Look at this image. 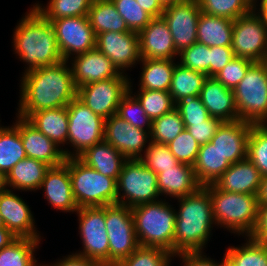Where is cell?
Returning a JSON list of instances; mask_svg holds the SVG:
<instances>
[{"mask_svg":"<svg viewBox=\"0 0 267 266\" xmlns=\"http://www.w3.org/2000/svg\"><path fill=\"white\" fill-rule=\"evenodd\" d=\"M210 77L218 74L235 56L231 47H210Z\"/></svg>","mask_w":267,"mask_h":266,"instance_id":"f5cc1de1","label":"cell"},{"mask_svg":"<svg viewBox=\"0 0 267 266\" xmlns=\"http://www.w3.org/2000/svg\"><path fill=\"white\" fill-rule=\"evenodd\" d=\"M19 132L28 158L42 161L50 167L61 165L66 157L63 148L49 139L25 118L19 117Z\"/></svg>","mask_w":267,"mask_h":266,"instance_id":"7402d4cb","label":"cell"},{"mask_svg":"<svg viewBox=\"0 0 267 266\" xmlns=\"http://www.w3.org/2000/svg\"><path fill=\"white\" fill-rule=\"evenodd\" d=\"M210 47L196 42L179 53L182 66L202 72L210 77Z\"/></svg>","mask_w":267,"mask_h":266,"instance_id":"7dc6e473","label":"cell"},{"mask_svg":"<svg viewBox=\"0 0 267 266\" xmlns=\"http://www.w3.org/2000/svg\"><path fill=\"white\" fill-rule=\"evenodd\" d=\"M175 59H141L142 72L139 89L169 91L176 63Z\"/></svg>","mask_w":267,"mask_h":266,"instance_id":"1f68e13d","label":"cell"},{"mask_svg":"<svg viewBox=\"0 0 267 266\" xmlns=\"http://www.w3.org/2000/svg\"><path fill=\"white\" fill-rule=\"evenodd\" d=\"M201 12L236 20L253 10L249 0H198Z\"/></svg>","mask_w":267,"mask_h":266,"instance_id":"b9f144b4","label":"cell"},{"mask_svg":"<svg viewBox=\"0 0 267 266\" xmlns=\"http://www.w3.org/2000/svg\"><path fill=\"white\" fill-rule=\"evenodd\" d=\"M221 123V120L209 117L203 123L184 125V127L190 132L198 144L202 146L211 141Z\"/></svg>","mask_w":267,"mask_h":266,"instance_id":"816d5d0a","label":"cell"},{"mask_svg":"<svg viewBox=\"0 0 267 266\" xmlns=\"http://www.w3.org/2000/svg\"><path fill=\"white\" fill-rule=\"evenodd\" d=\"M208 76L182 66L176 62L169 93L176 104L185 98L199 96L203 84Z\"/></svg>","mask_w":267,"mask_h":266,"instance_id":"e575fe53","label":"cell"},{"mask_svg":"<svg viewBox=\"0 0 267 266\" xmlns=\"http://www.w3.org/2000/svg\"><path fill=\"white\" fill-rule=\"evenodd\" d=\"M129 78H110L77 88V98L104 119L117 113L121 99L129 92Z\"/></svg>","mask_w":267,"mask_h":266,"instance_id":"4fadbf2b","label":"cell"},{"mask_svg":"<svg viewBox=\"0 0 267 266\" xmlns=\"http://www.w3.org/2000/svg\"><path fill=\"white\" fill-rule=\"evenodd\" d=\"M203 251L198 252H184L177 254L182 259V266H222V261L216 262L215 260L206 257Z\"/></svg>","mask_w":267,"mask_h":266,"instance_id":"db71d44e","label":"cell"},{"mask_svg":"<svg viewBox=\"0 0 267 266\" xmlns=\"http://www.w3.org/2000/svg\"><path fill=\"white\" fill-rule=\"evenodd\" d=\"M0 215L5 227L17 237L41 240L29 206L13 190L0 192Z\"/></svg>","mask_w":267,"mask_h":266,"instance_id":"d6986e66","label":"cell"},{"mask_svg":"<svg viewBox=\"0 0 267 266\" xmlns=\"http://www.w3.org/2000/svg\"><path fill=\"white\" fill-rule=\"evenodd\" d=\"M12 39L15 54L27 64L25 72L63 61L51 22L34 6L17 24Z\"/></svg>","mask_w":267,"mask_h":266,"instance_id":"7a4b0ae2","label":"cell"},{"mask_svg":"<svg viewBox=\"0 0 267 266\" xmlns=\"http://www.w3.org/2000/svg\"><path fill=\"white\" fill-rule=\"evenodd\" d=\"M105 219L109 266H117L139 247L131 207L118 203L106 205Z\"/></svg>","mask_w":267,"mask_h":266,"instance_id":"30bf717a","label":"cell"},{"mask_svg":"<svg viewBox=\"0 0 267 266\" xmlns=\"http://www.w3.org/2000/svg\"><path fill=\"white\" fill-rule=\"evenodd\" d=\"M250 1V4L253 6V7H257L258 5L256 4L257 0H249Z\"/></svg>","mask_w":267,"mask_h":266,"instance_id":"03108f58","label":"cell"},{"mask_svg":"<svg viewBox=\"0 0 267 266\" xmlns=\"http://www.w3.org/2000/svg\"><path fill=\"white\" fill-rule=\"evenodd\" d=\"M139 246L162 248L173 254L176 209L164 199L131 208Z\"/></svg>","mask_w":267,"mask_h":266,"instance_id":"5b68a950","label":"cell"},{"mask_svg":"<svg viewBox=\"0 0 267 266\" xmlns=\"http://www.w3.org/2000/svg\"><path fill=\"white\" fill-rule=\"evenodd\" d=\"M116 10L125 20L130 31L140 32L144 29L152 17L147 14L136 0H111Z\"/></svg>","mask_w":267,"mask_h":266,"instance_id":"bcb514c9","label":"cell"},{"mask_svg":"<svg viewBox=\"0 0 267 266\" xmlns=\"http://www.w3.org/2000/svg\"><path fill=\"white\" fill-rule=\"evenodd\" d=\"M140 7L152 18L161 17L164 8L158 0H136Z\"/></svg>","mask_w":267,"mask_h":266,"instance_id":"6f0895ef","label":"cell"},{"mask_svg":"<svg viewBox=\"0 0 267 266\" xmlns=\"http://www.w3.org/2000/svg\"><path fill=\"white\" fill-rule=\"evenodd\" d=\"M252 123L236 120L222 122L211 143L230 164L247 158V141Z\"/></svg>","mask_w":267,"mask_h":266,"instance_id":"44dd1931","label":"cell"},{"mask_svg":"<svg viewBox=\"0 0 267 266\" xmlns=\"http://www.w3.org/2000/svg\"><path fill=\"white\" fill-rule=\"evenodd\" d=\"M49 21L55 30L63 60L69 61L70 57L74 55L96 48V35L87 16H74Z\"/></svg>","mask_w":267,"mask_h":266,"instance_id":"5bb4252c","label":"cell"},{"mask_svg":"<svg viewBox=\"0 0 267 266\" xmlns=\"http://www.w3.org/2000/svg\"><path fill=\"white\" fill-rule=\"evenodd\" d=\"M174 257L162 248L139 246L117 266H171L169 264Z\"/></svg>","mask_w":267,"mask_h":266,"instance_id":"ee69618b","label":"cell"},{"mask_svg":"<svg viewBox=\"0 0 267 266\" xmlns=\"http://www.w3.org/2000/svg\"><path fill=\"white\" fill-rule=\"evenodd\" d=\"M222 266H237L226 255L223 256Z\"/></svg>","mask_w":267,"mask_h":266,"instance_id":"e7e4bbea","label":"cell"},{"mask_svg":"<svg viewBox=\"0 0 267 266\" xmlns=\"http://www.w3.org/2000/svg\"><path fill=\"white\" fill-rule=\"evenodd\" d=\"M0 227H5V225H4V222H3V220H2V217H1V215H0Z\"/></svg>","mask_w":267,"mask_h":266,"instance_id":"003e7915","label":"cell"},{"mask_svg":"<svg viewBox=\"0 0 267 266\" xmlns=\"http://www.w3.org/2000/svg\"><path fill=\"white\" fill-rule=\"evenodd\" d=\"M233 91L239 120L267 124V61L254 62Z\"/></svg>","mask_w":267,"mask_h":266,"instance_id":"52a82bcc","label":"cell"},{"mask_svg":"<svg viewBox=\"0 0 267 266\" xmlns=\"http://www.w3.org/2000/svg\"><path fill=\"white\" fill-rule=\"evenodd\" d=\"M137 34L141 59H174L179 55L168 24L162 16L152 18Z\"/></svg>","mask_w":267,"mask_h":266,"instance_id":"ffe728a7","label":"cell"},{"mask_svg":"<svg viewBox=\"0 0 267 266\" xmlns=\"http://www.w3.org/2000/svg\"><path fill=\"white\" fill-rule=\"evenodd\" d=\"M200 13L198 0H183L164 8L162 17L168 24L178 53L197 42Z\"/></svg>","mask_w":267,"mask_h":266,"instance_id":"9a60e30c","label":"cell"},{"mask_svg":"<svg viewBox=\"0 0 267 266\" xmlns=\"http://www.w3.org/2000/svg\"><path fill=\"white\" fill-rule=\"evenodd\" d=\"M79 217V234L83 251L76 255L109 266V240L105 226V206L81 207L76 211Z\"/></svg>","mask_w":267,"mask_h":266,"instance_id":"7c38bea8","label":"cell"},{"mask_svg":"<svg viewBox=\"0 0 267 266\" xmlns=\"http://www.w3.org/2000/svg\"><path fill=\"white\" fill-rule=\"evenodd\" d=\"M137 93L132 95L152 121L171 112L176 106L169 91L139 89Z\"/></svg>","mask_w":267,"mask_h":266,"instance_id":"ab89813d","label":"cell"},{"mask_svg":"<svg viewBox=\"0 0 267 266\" xmlns=\"http://www.w3.org/2000/svg\"><path fill=\"white\" fill-rule=\"evenodd\" d=\"M231 48L235 57L267 61V23L254 9L234 20Z\"/></svg>","mask_w":267,"mask_h":266,"instance_id":"8fae6325","label":"cell"},{"mask_svg":"<svg viewBox=\"0 0 267 266\" xmlns=\"http://www.w3.org/2000/svg\"><path fill=\"white\" fill-rule=\"evenodd\" d=\"M40 239L18 237L0 250V266H37L34 256Z\"/></svg>","mask_w":267,"mask_h":266,"instance_id":"d590c367","label":"cell"},{"mask_svg":"<svg viewBox=\"0 0 267 266\" xmlns=\"http://www.w3.org/2000/svg\"><path fill=\"white\" fill-rule=\"evenodd\" d=\"M157 180L140 159H127L117 180V203L132 208L160 200Z\"/></svg>","mask_w":267,"mask_h":266,"instance_id":"9c48e42d","label":"cell"},{"mask_svg":"<svg viewBox=\"0 0 267 266\" xmlns=\"http://www.w3.org/2000/svg\"><path fill=\"white\" fill-rule=\"evenodd\" d=\"M67 115V145L70 144L73 151L63 149L66 158H78L88 148L104 140L105 119L77 97L67 105Z\"/></svg>","mask_w":267,"mask_h":266,"instance_id":"ba28073f","label":"cell"},{"mask_svg":"<svg viewBox=\"0 0 267 266\" xmlns=\"http://www.w3.org/2000/svg\"><path fill=\"white\" fill-rule=\"evenodd\" d=\"M173 255L203 251L215 225L208 190L201 186L196 192L177 198Z\"/></svg>","mask_w":267,"mask_h":266,"instance_id":"3957f363","label":"cell"},{"mask_svg":"<svg viewBox=\"0 0 267 266\" xmlns=\"http://www.w3.org/2000/svg\"><path fill=\"white\" fill-rule=\"evenodd\" d=\"M254 62L242 58L234 57L218 74L214 77L225 87L234 90L239 82L245 77L249 67Z\"/></svg>","mask_w":267,"mask_h":266,"instance_id":"681fc988","label":"cell"},{"mask_svg":"<svg viewBox=\"0 0 267 266\" xmlns=\"http://www.w3.org/2000/svg\"><path fill=\"white\" fill-rule=\"evenodd\" d=\"M7 188L6 175L0 171V192L5 191Z\"/></svg>","mask_w":267,"mask_h":266,"instance_id":"6125c7cd","label":"cell"},{"mask_svg":"<svg viewBox=\"0 0 267 266\" xmlns=\"http://www.w3.org/2000/svg\"><path fill=\"white\" fill-rule=\"evenodd\" d=\"M26 120L58 146L67 144V106L33 112Z\"/></svg>","mask_w":267,"mask_h":266,"instance_id":"83f0119b","label":"cell"},{"mask_svg":"<svg viewBox=\"0 0 267 266\" xmlns=\"http://www.w3.org/2000/svg\"><path fill=\"white\" fill-rule=\"evenodd\" d=\"M78 158L88 167L116 181L119 178L123 164L127 160L115 147L105 140L88 148Z\"/></svg>","mask_w":267,"mask_h":266,"instance_id":"4316f807","label":"cell"},{"mask_svg":"<svg viewBox=\"0 0 267 266\" xmlns=\"http://www.w3.org/2000/svg\"><path fill=\"white\" fill-rule=\"evenodd\" d=\"M247 158L267 176V124H252L247 141Z\"/></svg>","mask_w":267,"mask_h":266,"instance_id":"60d3db41","label":"cell"},{"mask_svg":"<svg viewBox=\"0 0 267 266\" xmlns=\"http://www.w3.org/2000/svg\"><path fill=\"white\" fill-rule=\"evenodd\" d=\"M167 146L180 163L194 166L200 145L186 128Z\"/></svg>","mask_w":267,"mask_h":266,"instance_id":"c3c4849f","label":"cell"},{"mask_svg":"<svg viewBox=\"0 0 267 266\" xmlns=\"http://www.w3.org/2000/svg\"><path fill=\"white\" fill-rule=\"evenodd\" d=\"M163 8L182 2L183 0H158Z\"/></svg>","mask_w":267,"mask_h":266,"instance_id":"be15d7a7","label":"cell"},{"mask_svg":"<svg viewBox=\"0 0 267 266\" xmlns=\"http://www.w3.org/2000/svg\"><path fill=\"white\" fill-rule=\"evenodd\" d=\"M68 63L63 60L52 66L23 73L17 108L19 117L26 119L36 111L65 107L77 97V88Z\"/></svg>","mask_w":267,"mask_h":266,"instance_id":"6da1fadb","label":"cell"},{"mask_svg":"<svg viewBox=\"0 0 267 266\" xmlns=\"http://www.w3.org/2000/svg\"><path fill=\"white\" fill-rule=\"evenodd\" d=\"M199 97L210 117L222 122L239 120L234 91L223 86L215 77H207Z\"/></svg>","mask_w":267,"mask_h":266,"instance_id":"cb8c5ba5","label":"cell"},{"mask_svg":"<svg viewBox=\"0 0 267 266\" xmlns=\"http://www.w3.org/2000/svg\"><path fill=\"white\" fill-rule=\"evenodd\" d=\"M175 108L181 114L184 125L203 123L210 117L199 96L180 100Z\"/></svg>","mask_w":267,"mask_h":266,"instance_id":"f907efd6","label":"cell"},{"mask_svg":"<svg viewBox=\"0 0 267 266\" xmlns=\"http://www.w3.org/2000/svg\"><path fill=\"white\" fill-rule=\"evenodd\" d=\"M256 197L258 205H267V176L262 177Z\"/></svg>","mask_w":267,"mask_h":266,"instance_id":"91938a15","label":"cell"},{"mask_svg":"<svg viewBox=\"0 0 267 266\" xmlns=\"http://www.w3.org/2000/svg\"><path fill=\"white\" fill-rule=\"evenodd\" d=\"M18 237L6 227H0V250L10 245Z\"/></svg>","mask_w":267,"mask_h":266,"instance_id":"680465c9","label":"cell"},{"mask_svg":"<svg viewBox=\"0 0 267 266\" xmlns=\"http://www.w3.org/2000/svg\"><path fill=\"white\" fill-rule=\"evenodd\" d=\"M243 246H230L225 255L237 266H267V243L246 237Z\"/></svg>","mask_w":267,"mask_h":266,"instance_id":"8d00e7d4","label":"cell"},{"mask_svg":"<svg viewBox=\"0 0 267 266\" xmlns=\"http://www.w3.org/2000/svg\"><path fill=\"white\" fill-rule=\"evenodd\" d=\"M87 17L95 35L109 31H130L111 0H93Z\"/></svg>","mask_w":267,"mask_h":266,"instance_id":"d6a6232c","label":"cell"},{"mask_svg":"<svg viewBox=\"0 0 267 266\" xmlns=\"http://www.w3.org/2000/svg\"><path fill=\"white\" fill-rule=\"evenodd\" d=\"M48 266H103L101 263L93 260H89L85 257L78 256L76 254L68 255L65 258L56 263H53L52 265Z\"/></svg>","mask_w":267,"mask_h":266,"instance_id":"9f6ffc18","label":"cell"},{"mask_svg":"<svg viewBox=\"0 0 267 266\" xmlns=\"http://www.w3.org/2000/svg\"><path fill=\"white\" fill-rule=\"evenodd\" d=\"M50 168L46 163L24 158L19 161L6 175L7 188L10 190L36 191L39 190L46 171Z\"/></svg>","mask_w":267,"mask_h":266,"instance_id":"f1b7e54d","label":"cell"},{"mask_svg":"<svg viewBox=\"0 0 267 266\" xmlns=\"http://www.w3.org/2000/svg\"><path fill=\"white\" fill-rule=\"evenodd\" d=\"M37 266H48V264H43V265L42 264H40V265L38 264Z\"/></svg>","mask_w":267,"mask_h":266,"instance_id":"a7ac6f4b","label":"cell"},{"mask_svg":"<svg viewBox=\"0 0 267 266\" xmlns=\"http://www.w3.org/2000/svg\"><path fill=\"white\" fill-rule=\"evenodd\" d=\"M74 199L81 207L117 203V181L88 167L79 158H66Z\"/></svg>","mask_w":267,"mask_h":266,"instance_id":"8992f818","label":"cell"},{"mask_svg":"<svg viewBox=\"0 0 267 266\" xmlns=\"http://www.w3.org/2000/svg\"><path fill=\"white\" fill-rule=\"evenodd\" d=\"M39 189L45 191L44 197L56 210L71 213L79 209L73 196L68 166L65 163L50 167Z\"/></svg>","mask_w":267,"mask_h":266,"instance_id":"603a6c76","label":"cell"},{"mask_svg":"<svg viewBox=\"0 0 267 266\" xmlns=\"http://www.w3.org/2000/svg\"><path fill=\"white\" fill-rule=\"evenodd\" d=\"M93 0H50L47 6L39 4L33 6L47 19L87 16ZM46 7V8H45Z\"/></svg>","mask_w":267,"mask_h":266,"instance_id":"74e56055","label":"cell"},{"mask_svg":"<svg viewBox=\"0 0 267 266\" xmlns=\"http://www.w3.org/2000/svg\"><path fill=\"white\" fill-rule=\"evenodd\" d=\"M73 62L71 72L76 88L110 78H127L126 73L121 74L112 61L101 51L94 48L82 54L71 57Z\"/></svg>","mask_w":267,"mask_h":266,"instance_id":"ac0fdd59","label":"cell"},{"mask_svg":"<svg viewBox=\"0 0 267 266\" xmlns=\"http://www.w3.org/2000/svg\"><path fill=\"white\" fill-rule=\"evenodd\" d=\"M96 48L123 74L141 61L137 32H103L96 35Z\"/></svg>","mask_w":267,"mask_h":266,"instance_id":"2e32d148","label":"cell"},{"mask_svg":"<svg viewBox=\"0 0 267 266\" xmlns=\"http://www.w3.org/2000/svg\"><path fill=\"white\" fill-rule=\"evenodd\" d=\"M230 163L211 142L200 146L193 169L202 185L215 183L230 167Z\"/></svg>","mask_w":267,"mask_h":266,"instance_id":"4dcf8cb0","label":"cell"},{"mask_svg":"<svg viewBox=\"0 0 267 266\" xmlns=\"http://www.w3.org/2000/svg\"><path fill=\"white\" fill-rule=\"evenodd\" d=\"M233 20L201 12L197 24V42L208 47H231Z\"/></svg>","mask_w":267,"mask_h":266,"instance_id":"f546056e","label":"cell"},{"mask_svg":"<svg viewBox=\"0 0 267 266\" xmlns=\"http://www.w3.org/2000/svg\"><path fill=\"white\" fill-rule=\"evenodd\" d=\"M140 160L156 174L162 172L163 169L174 168L180 163L173 156L167 145L152 141L148 142L145 153H143Z\"/></svg>","mask_w":267,"mask_h":266,"instance_id":"f6af8a7d","label":"cell"},{"mask_svg":"<svg viewBox=\"0 0 267 266\" xmlns=\"http://www.w3.org/2000/svg\"><path fill=\"white\" fill-rule=\"evenodd\" d=\"M129 85V92L121 99L116 115L126 120L132 126L151 132L152 120L146 115L139 101L132 96V85ZM146 128V129H145Z\"/></svg>","mask_w":267,"mask_h":266,"instance_id":"7bdbcfd3","label":"cell"},{"mask_svg":"<svg viewBox=\"0 0 267 266\" xmlns=\"http://www.w3.org/2000/svg\"><path fill=\"white\" fill-rule=\"evenodd\" d=\"M261 179L260 171L246 158L231 164L214 184L223 191L256 195Z\"/></svg>","mask_w":267,"mask_h":266,"instance_id":"d4e9b609","label":"cell"},{"mask_svg":"<svg viewBox=\"0 0 267 266\" xmlns=\"http://www.w3.org/2000/svg\"><path fill=\"white\" fill-rule=\"evenodd\" d=\"M11 127L0 128V171L5 175L22 159L26 158L19 132V116Z\"/></svg>","mask_w":267,"mask_h":266,"instance_id":"836d02e7","label":"cell"},{"mask_svg":"<svg viewBox=\"0 0 267 266\" xmlns=\"http://www.w3.org/2000/svg\"><path fill=\"white\" fill-rule=\"evenodd\" d=\"M184 129L181 114L174 108L171 112L152 121L150 141L167 145Z\"/></svg>","mask_w":267,"mask_h":266,"instance_id":"f35d334b","label":"cell"},{"mask_svg":"<svg viewBox=\"0 0 267 266\" xmlns=\"http://www.w3.org/2000/svg\"><path fill=\"white\" fill-rule=\"evenodd\" d=\"M157 179L160 195L176 199L192 194L202 186L196 178L193 166L184 163L163 169L157 174Z\"/></svg>","mask_w":267,"mask_h":266,"instance_id":"484cf974","label":"cell"},{"mask_svg":"<svg viewBox=\"0 0 267 266\" xmlns=\"http://www.w3.org/2000/svg\"><path fill=\"white\" fill-rule=\"evenodd\" d=\"M104 140L126 159H140L145 153L146 143L150 141V133L132 126L115 114L105 119Z\"/></svg>","mask_w":267,"mask_h":266,"instance_id":"e0dca14e","label":"cell"},{"mask_svg":"<svg viewBox=\"0 0 267 266\" xmlns=\"http://www.w3.org/2000/svg\"><path fill=\"white\" fill-rule=\"evenodd\" d=\"M259 4L260 8L254 7L253 9L267 23V0H261Z\"/></svg>","mask_w":267,"mask_h":266,"instance_id":"94428289","label":"cell"},{"mask_svg":"<svg viewBox=\"0 0 267 266\" xmlns=\"http://www.w3.org/2000/svg\"><path fill=\"white\" fill-rule=\"evenodd\" d=\"M249 237L254 241L267 243V205H258L257 222Z\"/></svg>","mask_w":267,"mask_h":266,"instance_id":"11a10c76","label":"cell"},{"mask_svg":"<svg viewBox=\"0 0 267 266\" xmlns=\"http://www.w3.org/2000/svg\"><path fill=\"white\" fill-rule=\"evenodd\" d=\"M212 202L213 220L216 226L231 233L248 237L255 228L258 214L257 197L253 194L220 190L214 183L204 186Z\"/></svg>","mask_w":267,"mask_h":266,"instance_id":"277c9868","label":"cell"}]
</instances>
